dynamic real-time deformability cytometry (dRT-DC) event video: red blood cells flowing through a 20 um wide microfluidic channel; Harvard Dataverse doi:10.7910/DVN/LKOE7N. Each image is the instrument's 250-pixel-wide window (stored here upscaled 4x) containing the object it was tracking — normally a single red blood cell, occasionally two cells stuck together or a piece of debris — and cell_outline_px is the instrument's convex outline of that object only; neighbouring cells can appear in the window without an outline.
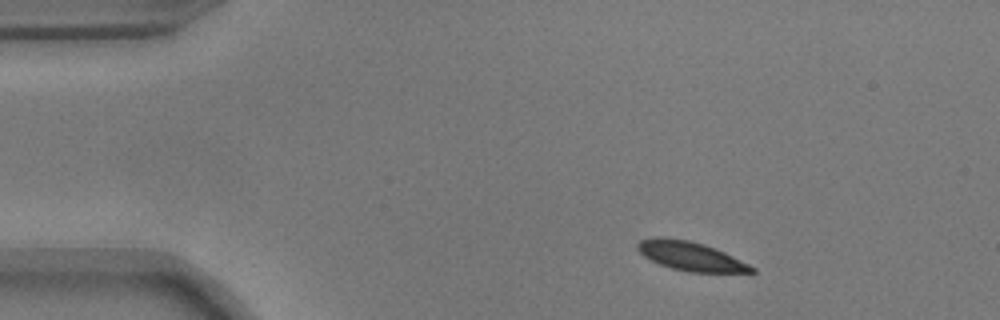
{"species": "common noctule bat (a hibernating species)", "species_latin": "Nyctalus noctula", "temperature_condition": "warm", "stored_images_in_passage": 47, "camera_frame_rate_fps": 3000, "um_per_image_px": 0.085, "animal": {"sex": "male", "body_mass_g": 17.9}, "frame": {"image": 1, "passage_image": 1, "time_ms": 0.0, "image_size_px": [1000, 320], "cell_outline_px": [[756, 272], [688, 272], [672, 268], [660, 264], [644, 256], [636, 248], [636, 244], [640, 240], [656, 236], [688, 240], [704, 244], [716, 248], [756, 268]], "centroid_in_image_um": [58.68, 21.76], "position_along_channel_um": 26.3, "area_um2": 19.13}}
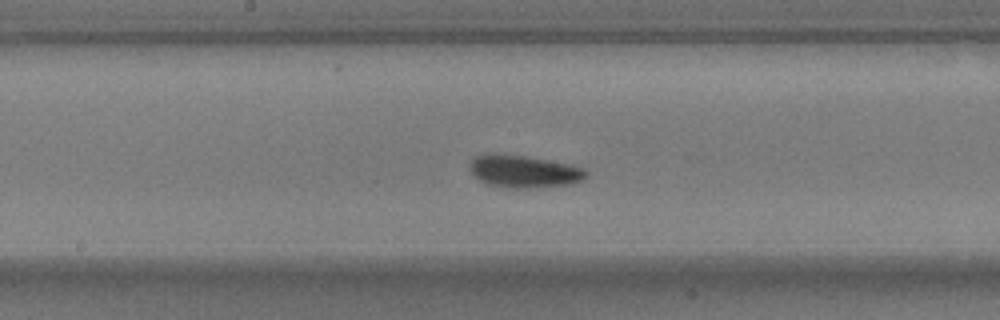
{"frame": {"image": 2, "passage_image": 21, "time_ms": 6.667, "image_size_px": [1000, 320], "cell_outline_px": [[588, 176], [584, 180], [572, 184], [528, 188], [504, 188], [488, 184], [472, 176], [468, 168], [468, 164], [476, 156], [484, 152], [496, 152], [524, 156], [572, 164], [584, 168], [588, 172]], "centroid_in_image_um": [44.5, 14.55], "position_along_channel_um": 203.7, "area_um2": 22.66}}
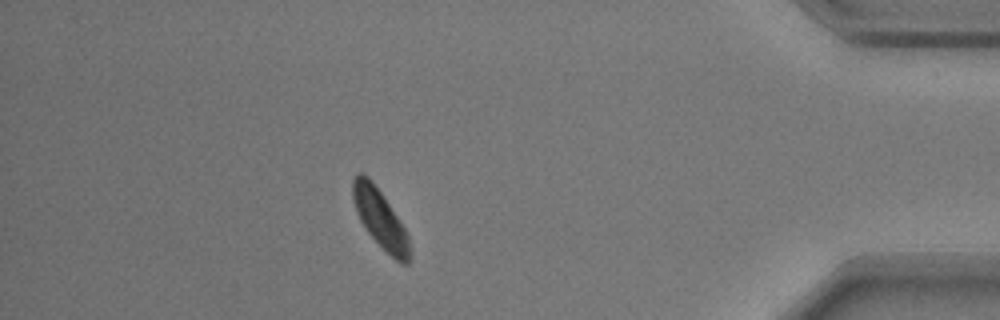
{"frame": {"image": 3, "passage_image": 41, "time_ms": 13.333, "image_size_px": [1000, 320], "cell_outline_px": [[412, 260], [408, 264], [400, 264], [364, 228], [356, 212], [352, 196], [352, 176], [356, 172], [360, 172], [368, 176], [372, 180], [384, 196], [404, 228], [408, 236], [412, 256]], "centroid_in_image_um": [32.31, 18.56], "position_along_channel_um": 402.9, "area_um2": 19.48}, "authors_computed_cell_mechanics": {"area_um2": 20.2878, "velocity_mm_per_s": 3.6447, "shape_relaxation_time_tau1_ms": 1.8437, "shape_relaxation_time_tau2_ms": null, "deformation_change_tau1": 0.0735, "deformation_change_tau2": null}}